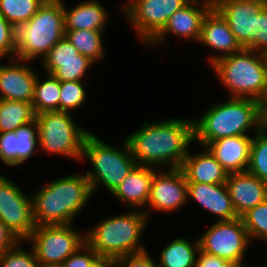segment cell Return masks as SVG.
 Masks as SVG:
<instances>
[{"mask_svg":"<svg viewBox=\"0 0 267 267\" xmlns=\"http://www.w3.org/2000/svg\"><path fill=\"white\" fill-rule=\"evenodd\" d=\"M139 128L125 138L137 165L159 170L181 168L193 143L192 118L142 122Z\"/></svg>","mask_w":267,"mask_h":267,"instance_id":"cell-1","label":"cell"},{"mask_svg":"<svg viewBox=\"0 0 267 267\" xmlns=\"http://www.w3.org/2000/svg\"><path fill=\"white\" fill-rule=\"evenodd\" d=\"M225 100L210 105L200 117L192 119L193 143L199 147L225 137L250 135V130L254 135L265 125L262 103L248 98Z\"/></svg>","mask_w":267,"mask_h":267,"instance_id":"cell-2","label":"cell"},{"mask_svg":"<svg viewBox=\"0 0 267 267\" xmlns=\"http://www.w3.org/2000/svg\"><path fill=\"white\" fill-rule=\"evenodd\" d=\"M31 197L36 226L74 224L93 192L85 173H74L50 181Z\"/></svg>","mask_w":267,"mask_h":267,"instance_id":"cell-3","label":"cell"},{"mask_svg":"<svg viewBox=\"0 0 267 267\" xmlns=\"http://www.w3.org/2000/svg\"><path fill=\"white\" fill-rule=\"evenodd\" d=\"M128 210L123 214L108 215L85 230L86 243L99 257L117 260L147 249L141 238L149 221L148 216L141 210Z\"/></svg>","mask_w":267,"mask_h":267,"instance_id":"cell-4","label":"cell"},{"mask_svg":"<svg viewBox=\"0 0 267 267\" xmlns=\"http://www.w3.org/2000/svg\"><path fill=\"white\" fill-rule=\"evenodd\" d=\"M229 97L248 98L264 103L267 99V61L265 54L243 48L210 65Z\"/></svg>","mask_w":267,"mask_h":267,"instance_id":"cell-5","label":"cell"},{"mask_svg":"<svg viewBox=\"0 0 267 267\" xmlns=\"http://www.w3.org/2000/svg\"><path fill=\"white\" fill-rule=\"evenodd\" d=\"M16 59L40 60L65 36L63 0H46L32 18L16 28Z\"/></svg>","mask_w":267,"mask_h":267,"instance_id":"cell-6","label":"cell"},{"mask_svg":"<svg viewBox=\"0 0 267 267\" xmlns=\"http://www.w3.org/2000/svg\"><path fill=\"white\" fill-rule=\"evenodd\" d=\"M84 158L93 168L85 171L93 195L99 186L105 187L109 193H112L137 166L125 139L121 147L117 148L91 132L84 140L82 162L85 161Z\"/></svg>","mask_w":267,"mask_h":267,"instance_id":"cell-7","label":"cell"},{"mask_svg":"<svg viewBox=\"0 0 267 267\" xmlns=\"http://www.w3.org/2000/svg\"><path fill=\"white\" fill-rule=\"evenodd\" d=\"M72 113L48 111L36 114L39 149L82 162L83 144L90 133L72 117Z\"/></svg>","mask_w":267,"mask_h":267,"instance_id":"cell-8","label":"cell"},{"mask_svg":"<svg viewBox=\"0 0 267 267\" xmlns=\"http://www.w3.org/2000/svg\"><path fill=\"white\" fill-rule=\"evenodd\" d=\"M74 224L37 225L25 240L35 253L40 267H59L71 254L86 243Z\"/></svg>","mask_w":267,"mask_h":267,"instance_id":"cell-9","label":"cell"},{"mask_svg":"<svg viewBox=\"0 0 267 267\" xmlns=\"http://www.w3.org/2000/svg\"><path fill=\"white\" fill-rule=\"evenodd\" d=\"M211 224L199 237L200 249L224 258L236 267H245L243 262L252 242L242 219L238 217Z\"/></svg>","mask_w":267,"mask_h":267,"instance_id":"cell-10","label":"cell"},{"mask_svg":"<svg viewBox=\"0 0 267 267\" xmlns=\"http://www.w3.org/2000/svg\"><path fill=\"white\" fill-rule=\"evenodd\" d=\"M128 1V2H127ZM120 9L141 44H148L176 11L191 0H127Z\"/></svg>","mask_w":267,"mask_h":267,"instance_id":"cell-11","label":"cell"},{"mask_svg":"<svg viewBox=\"0 0 267 267\" xmlns=\"http://www.w3.org/2000/svg\"><path fill=\"white\" fill-rule=\"evenodd\" d=\"M23 191L19 184L0 174V220L24 242L36 225L31 194Z\"/></svg>","mask_w":267,"mask_h":267,"instance_id":"cell-12","label":"cell"},{"mask_svg":"<svg viewBox=\"0 0 267 267\" xmlns=\"http://www.w3.org/2000/svg\"><path fill=\"white\" fill-rule=\"evenodd\" d=\"M187 202V180L182 169H157L151 182L149 200L143 211L149 219L154 212L174 213Z\"/></svg>","mask_w":267,"mask_h":267,"instance_id":"cell-13","label":"cell"},{"mask_svg":"<svg viewBox=\"0 0 267 267\" xmlns=\"http://www.w3.org/2000/svg\"><path fill=\"white\" fill-rule=\"evenodd\" d=\"M265 0H213V7L228 22L243 48L252 50V36L257 30V16Z\"/></svg>","mask_w":267,"mask_h":267,"instance_id":"cell-14","label":"cell"},{"mask_svg":"<svg viewBox=\"0 0 267 267\" xmlns=\"http://www.w3.org/2000/svg\"><path fill=\"white\" fill-rule=\"evenodd\" d=\"M213 7V0H191L167 20L164 28L146 45H164L170 33L184 40L197 43L201 34L203 18Z\"/></svg>","mask_w":267,"mask_h":267,"instance_id":"cell-15","label":"cell"},{"mask_svg":"<svg viewBox=\"0 0 267 267\" xmlns=\"http://www.w3.org/2000/svg\"><path fill=\"white\" fill-rule=\"evenodd\" d=\"M31 65L32 62L16 58L0 63V99L32 103L39 74Z\"/></svg>","mask_w":267,"mask_h":267,"instance_id":"cell-16","label":"cell"},{"mask_svg":"<svg viewBox=\"0 0 267 267\" xmlns=\"http://www.w3.org/2000/svg\"><path fill=\"white\" fill-rule=\"evenodd\" d=\"M198 43L216 51V54L208 57L210 65L222 57L240 52L243 49L230 30L228 22L214 7L203 18Z\"/></svg>","mask_w":267,"mask_h":267,"instance_id":"cell-17","label":"cell"},{"mask_svg":"<svg viewBox=\"0 0 267 267\" xmlns=\"http://www.w3.org/2000/svg\"><path fill=\"white\" fill-rule=\"evenodd\" d=\"M187 200H193L208 213L215 215L216 221L238 218L226 183L187 182Z\"/></svg>","mask_w":267,"mask_h":267,"instance_id":"cell-18","label":"cell"},{"mask_svg":"<svg viewBox=\"0 0 267 267\" xmlns=\"http://www.w3.org/2000/svg\"><path fill=\"white\" fill-rule=\"evenodd\" d=\"M226 185L238 217L267 200V182L247 171L229 173Z\"/></svg>","mask_w":267,"mask_h":267,"instance_id":"cell-19","label":"cell"},{"mask_svg":"<svg viewBox=\"0 0 267 267\" xmlns=\"http://www.w3.org/2000/svg\"><path fill=\"white\" fill-rule=\"evenodd\" d=\"M156 170L154 167L137 165L110 195L129 209L145 210Z\"/></svg>","mask_w":267,"mask_h":267,"instance_id":"cell-20","label":"cell"},{"mask_svg":"<svg viewBox=\"0 0 267 267\" xmlns=\"http://www.w3.org/2000/svg\"><path fill=\"white\" fill-rule=\"evenodd\" d=\"M253 136L237 135L210 142L206 147L228 173L245 172Z\"/></svg>","mask_w":267,"mask_h":267,"instance_id":"cell-21","label":"cell"},{"mask_svg":"<svg viewBox=\"0 0 267 267\" xmlns=\"http://www.w3.org/2000/svg\"><path fill=\"white\" fill-rule=\"evenodd\" d=\"M192 153L188 150L181 166L187 182L220 184L226 183L228 172L216 160L207 147ZM204 148V149H203Z\"/></svg>","mask_w":267,"mask_h":267,"instance_id":"cell-22","label":"cell"},{"mask_svg":"<svg viewBox=\"0 0 267 267\" xmlns=\"http://www.w3.org/2000/svg\"><path fill=\"white\" fill-rule=\"evenodd\" d=\"M63 11L65 31L82 29L106 31L109 12L98 0L82 1L70 9L63 0Z\"/></svg>","mask_w":267,"mask_h":267,"instance_id":"cell-23","label":"cell"},{"mask_svg":"<svg viewBox=\"0 0 267 267\" xmlns=\"http://www.w3.org/2000/svg\"><path fill=\"white\" fill-rule=\"evenodd\" d=\"M195 241V242H194ZM199 238L176 237L161 250L158 267H195Z\"/></svg>","mask_w":267,"mask_h":267,"instance_id":"cell-24","label":"cell"},{"mask_svg":"<svg viewBox=\"0 0 267 267\" xmlns=\"http://www.w3.org/2000/svg\"><path fill=\"white\" fill-rule=\"evenodd\" d=\"M35 120L32 103L0 99V133L16 131L21 125Z\"/></svg>","mask_w":267,"mask_h":267,"instance_id":"cell-25","label":"cell"},{"mask_svg":"<svg viewBox=\"0 0 267 267\" xmlns=\"http://www.w3.org/2000/svg\"><path fill=\"white\" fill-rule=\"evenodd\" d=\"M104 31L95 30H71L65 31L68 41L85 57H88L95 64L106 59V52L103 44Z\"/></svg>","mask_w":267,"mask_h":267,"instance_id":"cell-26","label":"cell"},{"mask_svg":"<svg viewBox=\"0 0 267 267\" xmlns=\"http://www.w3.org/2000/svg\"><path fill=\"white\" fill-rule=\"evenodd\" d=\"M45 80L37 75L32 104L36 114L48 111H60V81L46 73ZM39 76V77H38Z\"/></svg>","mask_w":267,"mask_h":267,"instance_id":"cell-27","label":"cell"},{"mask_svg":"<svg viewBox=\"0 0 267 267\" xmlns=\"http://www.w3.org/2000/svg\"><path fill=\"white\" fill-rule=\"evenodd\" d=\"M46 0H0V14L14 27L26 23Z\"/></svg>","mask_w":267,"mask_h":267,"instance_id":"cell-28","label":"cell"},{"mask_svg":"<svg viewBox=\"0 0 267 267\" xmlns=\"http://www.w3.org/2000/svg\"><path fill=\"white\" fill-rule=\"evenodd\" d=\"M247 172L267 182V126L253 135Z\"/></svg>","mask_w":267,"mask_h":267,"instance_id":"cell-29","label":"cell"},{"mask_svg":"<svg viewBox=\"0 0 267 267\" xmlns=\"http://www.w3.org/2000/svg\"><path fill=\"white\" fill-rule=\"evenodd\" d=\"M91 61L79 53V51L64 36L53 46L40 63L44 73L52 74L58 68V62Z\"/></svg>","mask_w":267,"mask_h":267,"instance_id":"cell-30","label":"cell"},{"mask_svg":"<svg viewBox=\"0 0 267 267\" xmlns=\"http://www.w3.org/2000/svg\"><path fill=\"white\" fill-rule=\"evenodd\" d=\"M240 218L251 242L259 240L267 245V200L248 210Z\"/></svg>","mask_w":267,"mask_h":267,"instance_id":"cell-31","label":"cell"},{"mask_svg":"<svg viewBox=\"0 0 267 267\" xmlns=\"http://www.w3.org/2000/svg\"><path fill=\"white\" fill-rule=\"evenodd\" d=\"M15 133L18 137V166H21L29 162L34 152L39 149L37 121L21 125Z\"/></svg>","mask_w":267,"mask_h":267,"instance_id":"cell-32","label":"cell"},{"mask_svg":"<svg viewBox=\"0 0 267 267\" xmlns=\"http://www.w3.org/2000/svg\"><path fill=\"white\" fill-rule=\"evenodd\" d=\"M82 81L60 82V111L72 113L83 107L87 93Z\"/></svg>","mask_w":267,"mask_h":267,"instance_id":"cell-33","label":"cell"},{"mask_svg":"<svg viewBox=\"0 0 267 267\" xmlns=\"http://www.w3.org/2000/svg\"><path fill=\"white\" fill-rule=\"evenodd\" d=\"M22 244L23 241L0 254V267H40L33 249H22Z\"/></svg>","mask_w":267,"mask_h":267,"instance_id":"cell-34","label":"cell"},{"mask_svg":"<svg viewBox=\"0 0 267 267\" xmlns=\"http://www.w3.org/2000/svg\"><path fill=\"white\" fill-rule=\"evenodd\" d=\"M95 63L93 61L58 62V68L52 73L60 82L82 81L87 70Z\"/></svg>","mask_w":267,"mask_h":267,"instance_id":"cell-35","label":"cell"},{"mask_svg":"<svg viewBox=\"0 0 267 267\" xmlns=\"http://www.w3.org/2000/svg\"><path fill=\"white\" fill-rule=\"evenodd\" d=\"M16 28L0 14V58H16Z\"/></svg>","mask_w":267,"mask_h":267,"instance_id":"cell-36","label":"cell"},{"mask_svg":"<svg viewBox=\"0 0 267 267\" xmlns=\"http://www.w3.org/2000/svg\"><path fill=\"white\" fill-rule=\"evenodd\" d=\"M0 161L6 166H18V137L15 131L0 133Z\"/></svg>","mask_w":267,"mask_h":267,"instance_id":"cell-37","label":"cell"},{"mask_svg":"<svg viewBox=\"0 0 267 267\" xmlns=\"http://www.w3.org/2000/svg\"><path fill=\"white\" fill-rule=\"evenodd\" d=\"M99 255L85 243L71 254L59 267H90Z\"/></svg>","mask_w":267,"mask_h":267,"instance_id":"cell-38","label":"cell"},{"mask_svg":"<svg viewBox=\"0 0 267 267\" xmlns=\"http://www.w3.org/2000/svg\"><path fill=\"white\" fill-rule=\"evenodd\" d=\"M257 31L252 36V50L267 53V5L257 16Z\"/></svg>","mask_w":267,"mask_h":267,"instance_id":"cell-39","label":"cell"},{"mask_svg":"<svg viewBox=\"0 0 267 267\" xmlns=\"http://www.w3.org/2000/svg\"><path fill=\"white\" fill-rule=\"evenodd\" d=\"M149 254V251L146 249L120 257L116 262L120 267H158L157 262Z\"/></svg>","mask_w":267,"mask_h":267,"instance_id":"cell-40","label":"cell"},{"mask_svg":"<svg viewBox=\"0 0 267 267\" xmlns=\"http://www.w3.org/2000/svg\"><path fill=\"white\" fill-rule=\"evenodd\" d=\"M195 267H236L228 260L208 254L199 249L196 256Z\"/></svg>","mask_w":267,"mask_h":267,"instance_id":"cell-41","label":"cell"},{"mask_svg":"<svg viewBox=\"0 0 267 267\" xmlns=\"http://www.w3.org/2000/svg\"><path fill=\"white\" fill-rule=\"evenodd\" d=\"M21 240L0 220V254L14 248Z\"/></svg>","mask_w":267,"mask_h":267,"instance_id":"cell-42","label":"cell"},{"mask_svg":"<svg viewBox=\"0 0 267 267\" xmlns=\"http://www.w3.org/2000/svg\"><path fill=\"white\" fill-rule=\"evenodd\" d=\"M116 260L107 257H98L90 267H111Z\"/></svg>","mask_w":267,"mask_h":267,"instance_id":"cell-43","label":"cell"},{"mask_svg":"<svg viewBox=\"0 0 267 267\" xmlns=\"http://www.w3.org/2000/svg\"><path fill=\"white\" fill-rule=\"evenodd\" d=\"M263 113L265 117V125L267 126V107H263Z\"/></svg>","mask_w":267,"mask_h":267,"instance_id":"cell-44","label":"cell"},{"mask_svg":"<svg viewBox=\"0 0 267 267\" xmlns=\"http://www.w3.org/2000/svg\"><path fill=\"white\" fill-rule=\"evenodd\" d=\"M111 267H120V265L117 262H115Z\"/></svg>","mask_w":267,"mask_h":267,"instance_id":"cell-45","label":"cell"},{"mask_svg":"<svg viewBox=\"0 0 267 267\" xmlns=\"http://www.w3.org/2000/svg\"><path fill=\"white\" fill-rule=\"evenodd\" d=\"M263 107H267V99H266V101L263 103Z\"/></svg>","mask_w":267,"mask_h":267,"instance_id":"cell-46","label":"cell"}]
</instances>
